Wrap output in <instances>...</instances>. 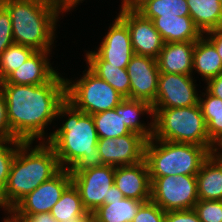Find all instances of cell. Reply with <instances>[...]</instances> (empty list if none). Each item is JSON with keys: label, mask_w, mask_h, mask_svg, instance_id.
<instances>
[{"label": "cell", "mask_w": 222, "mask_h": 222, "mask_svg": "<svg viewBox=\"0 0 222 222\" xmlns=\"http://www.w3.org/2000/svg\"><path fill=\"white\" fill-rule=\"evenodd\" d=\"M12 134L22 142L48 140L45 129L56 120L59 106L66 100V81L59 72L42 85L1 83ZM46 136V137H44Z\"/></svg>", "instance_id": "6da1fadb"}, {"label": "cell", "mask_w": 222, "mask_h": 222, "mask_svg": "<svg viewBox=\"0 0 222 222\" xmlns=\"http://www.w3.org/2000/svg\"><path fill=\"white\" fill-rule=\"evenodd\" d=\"M65 116L68 118L62 126L53 131L46 141L54 149L61 168L80 172L103 166L92 115L77 109L66 99L59 106L56 118Z\"/></svg>", "instance_id": "7a4b0ae2"}, {"label": "cell", "mask_w": 222, "mask_h": 222, "mask_svg": "<svg viewBox=\"0 0 222 222\" xmlns=\"http://www.w3.org/2000/svg\"><path fill=\"white\" fill-rule=\"evenodd\" d=\"M33 143L23 142L17 149L6 187L0 196V208L4 210L11 209L62 169L54 149L47 142H39L34 148Z\"/></svg>", "instance_id": "3957f363"}, {"label": "cell", "mask_w": 222, "mask_h": 222, "mask_svg": "<svg viewBox=\"0 0 222 222\" xmlns=\"http://www.w3.org/2000/svg\"><path fill=\"white\" fill-rule=\"evenodd\" d=\"M12 21L13 41L51 52L56 40L57 22L62 13L56 0H0ZM56 28V29H55Z\"/></svg>", "instance_id": "277c9868"}, {"label": "cell", "mask_w": 222, "mask_h": 222, "mask_svg": "<svg viewBox=\"0 0 222 222\" xmlns=\"http://www.w3.org/2000/svg\"><path fill=\"white\" fill-rule=\"evenodd\" d=\"M210 154L205 146L152 137L146 142L144 160L150 177L196 175Z\"/></svg>", "instance_id": "5b68a950"}, {"label": "cell", "mask_w": 222, "mask_h": 222, "mask_svg": "<svg viewBox=\"0 0 222 222\" xmlns=\"http://www.w3.org/2000/svg\"><path fill=\"white\" fill-rule=\"evenodd\" d=\"M153 138L175 143L205 146L211 153L216 147L211 143L204 116L199 104L179 108H153Z\"/></svg>", "instance_id": "8992f818"}, {"label": "cell", "mask_w": 222, "mask_h": 222, "mask_svg": "<svg viewBox=\"0 0 222 222\" xmlns=\"http://www.w3.org/2000/svg\"><path fill=\"white\" fill-rule=\"evenodd\" d=\"M86 72V73H85ZM83 77L66 81V99L86 114L114 109L125 98L88 67ZM75 81V82H74Z\"/></svg>", "instance_id": "52a82bcc"}, {"label": "cell", "mask_w": 222, "mask_h": 222, "mask_svg": "<svg viewBox=\"0 0 222 222\" xmlns=\"http://www.w3.org/2000/svg\"><path fill=\"white\" fill-rule=\"evenodd\" d=\"M151 200L165 212L194 209L198 202L196 175L150 177Z\"/></svg>", "instance_id": "ba28073f"}, {"label": "cell", "mask_w": 222, "mask_h": 222, "mask_svg": "<svg viewBox=\"0 0 222 222\" xmlns=\"http://www.w3.org/2000/svg\"><path fill=\"white\" fill-rule=\"evenodd\" d=\"M72 183L78 189L83 207L94 212L108 198L114 184L115 167L103 165L80 172H70Z\"/></svg>", "instance_id": "9c48e42d"}, {"label": "cell", "mask_w": 222, "mask_h": 222, "mask_svg": "<svg viewBox=\"0 0 222 222\" xmlns=\"http://www.w3.org/2000/svg\"><path fill=\"white\" fill-rule=\"evenodd\" d=\"M192 75L159 73L158 91L153 108H179L199 104L196 80Z\"/></svg>", "instance_id": "30bf717a"}, {"label": "cell", "mask_w": 222, "mask_h": 222, "mask_svg": "<svg viewBox=\"0 0 222 222\" xmlns=\"http://www.w3.org/2000/svg\"><path fill=\"white\" fill-rule=\"evenodd\" d=\"M72 183L70 171L62 168L55 176L40 184L25 195L12 209L17 214L50 212L61 198L64 190Z\"/></svg>", "instance_id": "8fae6325"}, {"label": "cell", "mask_w": 222, "mask_h": 222, "mask_svg": "<svg viewBox=\"0 0 222 222\" xmlns=\"http://www.w3.org/2000/svg\"><path fill=\"white\" fill-rule=\"evenodd\" d=\"M147 139L130 133L116 138H99L97 150L104 165L130 166L144 161Z\"/></svg>", "instance_id": "7c38bea8"}, {"label": "cell", "mask_w": 222, "mask_h": 222, "mask_svg": "<svg viewBox=\"0 0 222 222\" xmlns=\"http://www.w3.org/2000/svg\"><path fill=\"white\" fill-rule=\"evenodd\" d=\"M118 16L127 24L134 54L157 59L164 41L153 21L137 10L121 9Z\"/></svg>", "instance_id": "4fadbf2b"}, {"label": "cell", "mask_w": 222, "mask_h": 222, "mask_svg": "<svg viewBox=\"0 0 222 222\" xmlns=\"http://www.w3.org/2000/svg\"><path fill=\"white\" fill-rule=\"evenodd\" d=\"M130 80V99L141 100L153 105L159 82L157 60L134 54L126 67Z\"/></svg>", "instance_id": "5bb4252c"}, {"label": "cell", "mask_w": 222, "mask_h": 222, "mask_svg": "<svg viewBox=\"0 0 222 222\" xmlns=\"http://www.w3.org/2000/svg\"><path fill=\"white\" fill-rule=\"evenodd\" d=\"M110 25L95 52L110 65L126 69L134 55L128 26L119 16Z\"/></svg>", "instance_id": "9a60e30c"}, {"label": "cell", "mask_w": 222, "mask_h": 222, "mask_svg": "<svg viewBox=\"0 0 222 222\" xmlns=\"http://www.w3.org/2000/svg\"><path fill=\"white\" fill-rule=\"evenodd\" d=\"M114 184L125 198L151 200V179L146 161L115 167Z\"/></svg>", "instance_id": "2e32d148"}, {"label": "cell", "mask_w": 222, "mask_h": 222, "mask_svg": "<svg viewBox=\"0 0 222 222\" xmlns=\"http://www.w3.org/2000/svg\"><path fill=\"white\" fill-rule=\"evenodd\" d=\"M51 53L47 51H35L30 58L19 68L13 71L2 83L20 85H42L49 82L57 73L52 67Z\"/></svg>", "instance_id": "e0dca14e"}, {"label": "cell", "mask_w": 222, "mask_h": 222, "mask_svg": "<svg viewBox=\"0 0 222 222\" xmlns=\"http://www.w3.org/2000/svg\"><path fill=\"white\" fill-rule=\"evenodd\" d=\"M196 42L164 43L157 64L160 72L194 75L193 52Z\"/></svg>", "instance_id": "ac0fdd59"}, {"label": "cell", "mask_w": 222, "mask_h": 222, "mask_svg": "<svg viewBox=\"0 0 222 222\" xmlns=\"http://www.w3.org/2000/svg\"><path fill=\"white\" fill-rule=\"evenodd\" d=\"M152 21L164 43L196 42L203 35L190 16H159Z\"/></svg>", "instance_id": "d6986e66"}, {"label": "cell", "mask_w": 222, "mask_h": 222, "mask_svg": "<svg viewBox=\"0 0 222 222\" xmlns=\"http://www.w3.org/2000/svg\"><path fill=\"white\" fill-rule=\"evenodd\" d=\"M199 200H222V159L214 152L196 174Z\"/></svg>", "instance_id": "ffe728a7"}, {"label": "cell", "mask_w": 222, "mask_h": 222, "mask_svg": "<svg viewBox=\"0 0 222 222\" xmlns=\"http://www.w3.org/2000/svg\"><path fill=\"white\" fill-rule=\"evenodd\" d=\"M85 58L88 68L94 74L109 83L124 98L130 99V80L126 69L110 65L94 50L87 51Z\"/></svg>", "instance_id": "44dd1931"}, {"label": "cell", "mask_w": 222, "mask_h": 222, "mask_svg": "<svg viewBox=\"0 0 222 222\" xmlns=\"http://www.w3.org/2000/svg\"><path fill=\"white\" fill-rule=\"evenodd\" d=\"M197 72L205 82L222 74V59L215 46L202 35L195 44L193 52V71Z\"/></svg>", "instance_id": "7402d4cb"}, {"label": "cell", "mask_w": 222, "mask_h": 222, "mask_svg": "<svg viewBox=\"0 0 222 222\" xmlns=\"http://www.w3.org/2000/svg\"><path fill=\"white\" fill-rule=\"evenodd\" d=\"M190 17L204 35L222 28V4L220 0H187Z\"/></svg>", "instance_id": "603a6c76"}, {"label": "cell", "mask_w": 222, "mask_h": 222, "mask_svg": "<svg viewBox=\"0 0 222 222\" xmlns=\"http://www.w3.org/2000/svg\"><path fill=\"white\" fill-rule=\"evenodd\" d=\"M149 114L151 122L146 126L141 123L140 117ZM123 119L125 125L131 132L141 134L147 140L153 137L154 134V112L151 104L141 100H132L125 98L123 100Z\"/></svg>", "instance_id": "cb8c5ba5"}, {"label": "cell", "mask_w": 222, "mask_h": 222, "mask_svg": "<svg viewBox=\"0 0 222 222\" xmlns=\"http://www.w3.org/2000/svg\"><path fill=\"white\" fill-rule=\"evenodd\" d=\"M199 105L209 139L217 147L222 144V99L213 96L206 90L199 97Z\"/></svg>", "instance_id": "d4e9b609"}, {"label": "cell", "mask_w": 222, "mask_h": 222, "mask_svg": "<svg viewBox=\"0 0 222 222\" xmlns=\"http://www.w3.org/2000/svg\"><path fill=\"white\" fill-rule=\"evenodd\" d=\"M144 202L131 198L109 201V204L101 205L93 213L96 222H132Z\"/></svg>", "instance_id": "484cf974"}, {"label": "cell", "mask_w": 222, "mask_h": 222, "mask_svg": "<svg viewBox=\"0 0 222 222\" xmlns=\"http://www.w3.org/2000/svg\"><path fill=\"white\" fill-rule=\"evenodd\" d=\"M98 138H116L132 133L124 123L123 101L114 109L92 115Z\"/></svg>", "instance_id": "4316f807"}, {"label": "cell", "mask_w": 222, "mask_h": 222, "mask_svg": "<svg viewBox=\"0 0 222 222\" xmlns=\"http://www.w3.org/2000/svg\"><path fill=\"white\" fill-rule=\"evenodd\" d=\"M78 189L71 183L62 193L61 198L52 207L50 213L58 222H69L85 214Z\"/></svg>", "instance_id": "83f0119b"}, {"label": "cell", "mask_w": 222, "mask_h": 222, "mask_svg": "<svg viewBox=\"0 0 222 222\" xmlns=\"http://www.w3.org/2000/svg\"><path fill=\"white\" fill-rule=\"evenodd\" d=\"M137 11L151 20L159 16H190L187 0H147Z\"/></svg>", "instance_id": "f1b7e54d"}, {"label": "cell", "mask_w": 222, "mask_h": 222, "mask_svg": "<svg viewBox=\"0 0 222 222\" xmlns=\"http://www.w3.org/2000/svg\"><path fill=\"white\" fill-rule=\"evenodd\" d=\"M36 50L13 43L0 55V79L4 81L13 71L24 64Z\"/></svg>", "instance_id": "f546056e"}, {"label": "cell", "mask_w": 222, "mask_h": 222, "mask_svg": "<svg viewBox=\"0 0 222 222\" xmlns=\"http://www.w3.org/2000/svg\"><path fill=\"white\" fill-rule=\"evenodd\" d=\"M22 143L20 140L0 141V196L6 187L12 161Z\"/></svg>", "instance_id": "4dcf8cb0"}, {"label": "cell", "mask_w": 222, "mask_h": 222, "mask_svg": "<svg viewBox=\"0 0 222 222\" xmlns=\"http://www.w3.org/2000/svg\"><path fill=\"white\" fill-rule=\"evenodd\" d=\"M194 210L201 222H222V200H198Z\"/></svg>", "instance_id": "1f68e13d"}, {"label": "cell", "mask_w": 222, "mask_h": 222, "mask_svg": "<svg viewBox=\"0 0 222 222\" xmlns=\"http://www.w3.org/2000/svg\"><path fill=\"white\" fill-rule=\"evenodd\" d=\"M166 212L152 200L144 202L132 222H165Z\"/></svg>", "instance_id": "d6a6232c"}, {"label": "cell", "mask_w": 222, "mask_h": 222, "mask_svg": "<svg viewBox=\"0 0 222 222\" xmlns=\"http://www.w3.org/2000/svg\"><path fill=\"white\" fill-rule=\"evenodd\" d=\"M13 43L12 21L9 11L0 2V55Z\"/></svg>", "instance_id": "836d02e7"}, {"label": "cell", "mask_w": 222, "mask_h": 222, "mask_svg": "<svg viewBox=\"0 0 222 222\" xmlns=\"http://www.w3.org/2000/svg\"><path fill=\"white\" fill-rule=\"evenodd\" d=\"M17 140L11 132L7 116L6 97L0 89V141Z\"/></svg>", "instance_id": "e575fe53"}, {"label": "cell", "mask_w": 222, "mask_h": 222, "mask_svg": "<svg viewBox=\"0 0 222 222\" xmlns=\"http://www.w3.org/2000/svg\"><path fill=\"white\" fill-rule=\"evenodd\" d=\"M165 222H201L194 209L166 212Z\"/></svg>", "instance_id": "d590c367"}, {"label": "cell", "mask_w": 222, "mask_h": 222, "mask_svg": "<svg viewBox=\"0 0 222 222\" xmlns=\"http://www.w3.org/2000/svg\"><path fill=\"white\" fill-rule=\"evenodd\" d=\"M206 83V90L213 96L222 99V74L209 79Z\"/></svg>", "instance_id": "8d00e7d4"}, {"label": "cell", "mask_w": 222, "mask_h": 222, "mask_svg": "<svg viewBox=\"0 0 222 222\" xmlns=\"http://www.w3.org/2000/svg\"><path fill=\"white\" fill-rule=\"evenodd\" d=\"M204 36L215 46L220 58L222 59V28L208 31Z\"/></svg>", "instance_id": "74e56055"}, {"label": "cell", "mask_w": 222, "mask_h": 222, "mask_svg": "<svg viewBox=\"0 0 222 222\" xmlns=\"http://www.w3.org/2000/svg\"><path fill=\"white\" fill-rule=\"evenodd\" d=\"M26 217L31 222H58L57 219L51 215L50 212H43L38 214H20Z\"/></svg>", "instance_id": "f35d334b"}, {"label": "cell", "mask_w": 222, "mask_h": 222, "mask_svg": "<svg viewBox=\"0 0 222 222\" xmlns=\"http://www.w3.org/2000/svg\"><path fill=\"white\" fill-rule=\"evenodd\" d=\"M84 0H56L59 10L63 13L70 12L74 7H78L79 3H82Z\"/></svg>", "instance_id": "ab89813d"}, {"label": "cell", "mask_w": 222, "mask_h": 222, "mask_svg": "<svg viewBox=\"0 0 222 222\" xmlns=\"http://www.w3.org/2000/svg\"><path fill=\"white\" fill-rule=\"evenodd\" d=\"M124 198L125 196L122 194V192L116 187L115 184H113L109 188L108 198H104L103 204H109V201L123 200Z\"/></svg>", "instance_id": "60d3db41"}, {"label": "cell", "mask_w": 222, "mask_h": 222, "mask_svg": "<svg viewBox=\"0 0 222 222\" xmlns=\"http://www.w3.org/2000/svg\"><path fill=\"white\" fill-rule=\"evenodd\" d=\"M8 216H5L3 222H31L26 217L17 214L12 208L4 210ZM7 211V212H6Z\"/></svg>", "instance_id": "b9f144b4"}, {"label": "cell", "mask_w": 222, "mask_h": 222, "mask_svg": "<svg viewBox=\"0 0 222 222\" xmlns=\"http://www.w3.org/2000/svg\"><path fill=\"white\" fill-rule=\"evenodd\" d=\"M121 9L137 10L147 0H121Z\"/></svg>", "instance_id": "7bdbcfd3"}, {"label": "cell", "mask_w": 222, "mask_h": 222, "mask_svg": "<svg viewBox=\"0 0 222 222\" xmlns=\"http://www.w3.org/2000/svg\"><path fill=\"white\" fill-rule=\"evenodd\" d=\"M69 222H96L94 213L91 211H87L85 214L75 218Z\"/></svg>", "instance_id": "ee69618b"}, {"label": "cell", "mask_w": 222, "mask_h": 222, "mask_svg": "<svg viewBox=\"0 0 222 222\" xmlns=\"http://www.w3.org/2000/svg\"><path fill=\"white\" fill-rule=\"evenodd\" d=\"M215 153L222 159V144L216 147Z\"/></svg>", "instance_id": "f6af8a7d"}]
</instances>
